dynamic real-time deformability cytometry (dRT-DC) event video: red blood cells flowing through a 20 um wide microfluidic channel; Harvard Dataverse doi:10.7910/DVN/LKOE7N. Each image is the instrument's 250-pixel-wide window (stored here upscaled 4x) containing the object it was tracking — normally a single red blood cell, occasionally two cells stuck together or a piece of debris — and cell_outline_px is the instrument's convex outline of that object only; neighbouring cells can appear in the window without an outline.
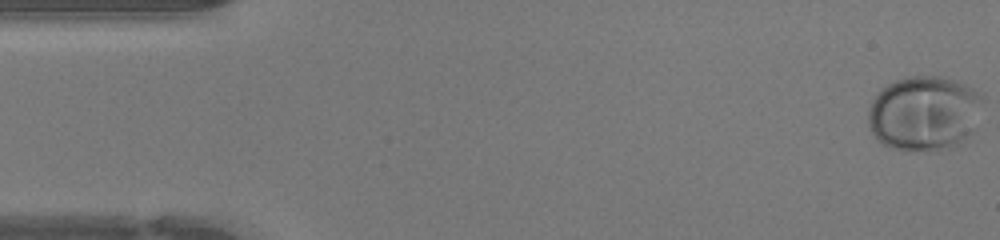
{"species": "human", "species_latin": "Homo sapiens", "temperature_condition": "warm", "stored_images_in_passage": 47, "camera_frame_rate_fps": 3000, "um_per_image_px": 0.085, "donor": {"sex": "female"}, "frame": {"image": 1, "passage_image": 1, "time_ms": 0.0, "image_size_px": [1000, 240], "cell_outline_px": [[984, 100], [972, 132], [960, 144], [952, 148], [936, 152], [892, 148], [884, 144], [868, 128], [868, 108], [876, 92], [888, 84], [896, 80], [908, 76], [940, 76], [964, 84], [972, 88], [984, 96]], "centroid_in_image_um": [78.56, 9.63], "position_along_channel_um": 6.4, "area_um2": 50.34}}
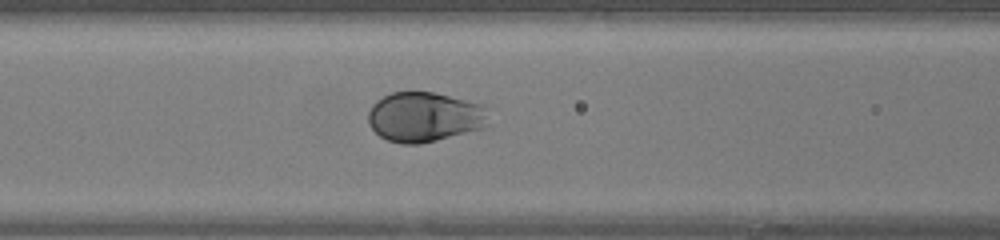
{"frame": {"image": 2, "passage_image": 19, "time_ms": 6.0, "image_size_px": [1000, 240], "cell_outline_px": [[484, 128], [420, 144], [400, 144], [388, 140], [380, 136], [368, 124], [368, 112], [372, 104], [376, 100], [392, 92], [432, 92], [484, 104]], "centroid_in_image_um": [36.01, 9.94], "position_along_channel_um": 130.6, "area_um2": 34.68}}
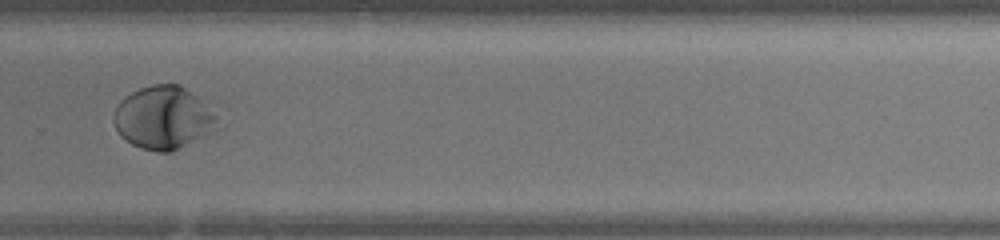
{"frame": {"image": 3, "passage_image": 32, "time_ms": 10.333, "image_size_px": [1000, 240], "cell_outline_px": [[220, 112], [216, 128], [168, 152], [156, 152], [140, 148], [132, 144], [120, 136], [112, 120], [116, 108], [120, 100], [132, 92], [140, 88], [152, 84], [180, 84]], "centroid_in_image_um": [13.89, 9.97], "position_along_channel_um": 315.9, "area_um2": 37.92}, "authors_computed_cell_mechanics": {"area_um2": 37.1654, "velocity_mm_per_s": 4.2957, "shape_relaxation_time_tau1_ms": 2.0224, "shape_relaxation_time_tau2_ms": null, "deformation_change_tau1": 0.1695, "deformation_change_tau2": null}}